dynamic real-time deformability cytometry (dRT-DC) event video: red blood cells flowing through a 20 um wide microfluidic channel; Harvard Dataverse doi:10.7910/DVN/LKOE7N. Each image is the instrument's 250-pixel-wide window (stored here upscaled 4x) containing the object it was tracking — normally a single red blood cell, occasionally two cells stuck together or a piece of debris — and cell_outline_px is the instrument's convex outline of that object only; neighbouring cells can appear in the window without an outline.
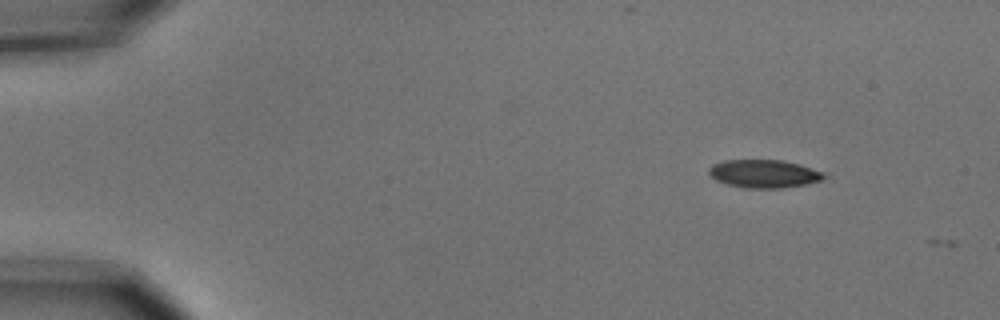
{"species": "common noctule bat (a hibernating species)", "species_latin": "Nyctalus noctula", "temperature_condition": "cold", "stored_images_in_passage": 2, "camera_frame_rate_fps": 3000, "um_per_image_px": 0.085, "animal": {"sex": "male", "body_mass_g": 15.6}, "frame": {"image": 1, "passage_image": 1, "time_ms": 0.0, "image_size_px": [1000, 320], "cell_outline_px": [[832, 176], [820, 180], [804, 184], [780, 188], [748, 188], [728, 184], [716, 180], [708, 172], [708, 168], [712, 164], [724, 160], [784, 160], [800, 164], [824, 172]], "centroid_in_image_um": [64.98, 14.75], "position_along_channel_um": 20.0, "area_um2": 18.9}}